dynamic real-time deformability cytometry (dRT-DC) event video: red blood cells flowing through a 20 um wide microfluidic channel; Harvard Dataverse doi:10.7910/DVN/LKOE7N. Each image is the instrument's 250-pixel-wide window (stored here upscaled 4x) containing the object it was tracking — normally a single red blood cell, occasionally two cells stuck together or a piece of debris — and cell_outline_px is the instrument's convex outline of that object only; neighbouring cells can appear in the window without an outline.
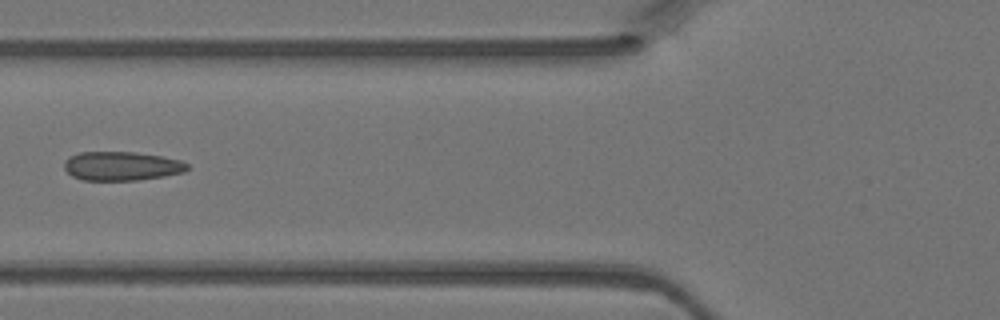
{"species": "Egyptian fruit bat (a non-hibernating species)", "species_latin": "Rousettus aegyptiacus", "temperature_condition": "warm", "stored_images_in_passage": 4, "camera_frame_rate_fps": 3000, "um_per_image_px": 0.085, "animal": {"sex": "female"}, "frame": {"image": 1, "passage_image": 4, "time_ms": 1.0, "image_size_px": [1000, 320], "cell_outline_px": [[188, 168], [184, 172], [164, 176], [136, 180], [84, 180], [72, 176], [64, 168], [64, 160], [68, 156], [80, 152], [136, 152], [160, 156], [180, 160], [188, 164]], "centroid_in_image_um": [10.31, 14.11], "position_along_channel_um": 115.5, "area_um2": 20.75}}